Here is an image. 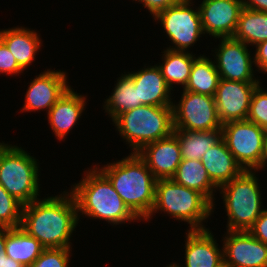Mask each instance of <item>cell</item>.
Segmentation results:
<instances>
[{
	"label": "cell",
	"mask_w": 267,
	"mask_h": 267,
	"mask_svg": "<svg viewBox=\"0 0 267 267\" xmlns=\"http://www.w3.org/2000/svg\"><path fill=\"white\" fill-rule=\"evenodd\" d=\"M65 192L23 205L21 227L45 249L72 247L70 238L79 221L78 208L71 191Z\"/></svg>",
	"instance_id": "6da1fadb"
},
{
	"label": "cell",
	"mask_w": 267,
	"mask_h": 267,
	"mask_svg": "<svg viewBox=\"0 0 267 267\" xmlns=\"http://www.w3.org/2000/svg\"><path fill=\"white\" fill-rule=\"evenodd\" d=\"M98 169L109 179L129 210L145 221L155 204L157 181L146 162L132 152L122 160Z\"/></svg>",
	"instance_id": "7a4b0ae2"
},
{
	"label": "cell",
	"mask_w": 267,
	"mask_h": 267,
	"mask_svg": "<svg viewBox=\"0 0 267 267\" xmlns=\"http://www.w3.org/2000/svg\"><path fill=\"white\" fill-rule=\"evenodd\" d=\"M71 189L77 203L79 218L82 213L89 218L105 220L113 225L139 220L125 205L98 166L87 170L81 181L74 184Z\"/></svg>",
	"instance_id": "3957f363"
},
{
	"label": "cell",
	"mask_w": 267,
	"mask_h": 267,
	"mask_svg": "<svg viewBox=\"0 0 267 267\" xmlns=\"http://www.w3.org/2000/svg\"><path fill=\"white\" fill-rule=\"evenodd\" d=\"M112 122L133 153H138L145 145L173 133V108L142 105L120 113Z\"/></svg>",
	"instance_id": "277c9868"
},
{
	"label": "cell",
	"mask_w": 267,
	"mask_h": 267,
	"mask_svg": "<svg viewBox=\"0 0 267 267\" xmlns=\"http://www.w3.org/2000/svg\"><path fill=\"white\" fill-rule=\"evenodd\" d=\"M157 211L166 212L176 220L187 222L189 230L207 229L205 222L213 211V204L201 193L174 182L172 179L156 181L155 204L148 221Z\"/></svg>",
	"instance_id": "5b68a950"
},
{
	"label": "cell",
	"mask_w": 267,
	"mask_h": 267,
	"mask_svg": "<svg viewBox=\"0 0 267 267\" xmlns=\"http://www.w3.org/2000/svg\"><path fill=\"white\" fill-rule=\"evenodd\" d=\"M254 170L240 175L219 188L227 212V230L248 231L264 211L258 178Z\"/></svg>",
	"instance_id": "8992f818"
},
{
	"label": "cell",
	"mask_w": 267,
	"mask_h": 267,
	"mask_svg": "<svg viewBox=\"0 0 267 267\" xmlns=\"http://www.w3.org/2000/svg\"><path fill=\"white\" fill-rule=\"evenodd\" d=\"M24 149L0 143V185L23 205L38 199L39 164Z\"/></svg>",
	"instance_id": "52a82bcc"
},
{
	"label": "cell",
	"mask_w": 267,
	"mask_h": 267,
	"mask_svg": "<svg viewBox=\"0 0 267 267\" xmlns=\"http://www.w3.org/2000/svg\"><path fill=\"white\" fill-rule=\"evenodd\" d=\"M221 129L222 139L241 167L259 171L267 131L248 120L227 122Z\"/></svg>",
	"instance_id": "ba28073f"
},
{
	"label": "cell",
	"mask_w": 267,
	"mask_h": 267,
	"mask_svg": "<svg viewBox=\"0 0 267 267\" xmlns=\"http://www.w3.org/2000/svg\"><path fill=\"white\" fill-rule=\"evenodd\" d=\"M191 1L182 0L154 16L155 21H161L167 37L174 45L166 49L186 52L190 46L195 45L202 34L205 35L199 7L196 10L192 9Z\"/></svg>",
	"instance_id": "9c48e42d"
},
{
	"label": "cell",
	"mask_w": 267,
	"mask_h": 267,
	"mask_svg": "<svg viewBox=\"0 0 267 267\" xmlns=\"http://www.w3.org/2000/svg\"><path fill=\"white\" fill-rule=\"evenodd\" d=\"M172 108L174 129L209 131L222 128L214 96L183 90L179 104L173 103Z\"/></svg>",
	"instance_id": "30bf717a"
},
{
	"label": "cell",
	"mask_w": 267,
	"mask_h": 267,
	"mask_svg": "<svg viewBox=\"0 0 267 267\" xmlns=\"http://www.w3.org/2000/svg\"><path fill=\"white\" fill-rule=\"evenodd\" d=\"M215 50L214 63L220 79L238 82H260L254 76V58L248 51V45L233 37L220 38ZM253 63V65H252Z\"/></svg>",
	"instance_id": "8fae6325"
},
{
	"label": "cell",
	"mask_w": 267,
	"mask_h": 267,
	"mask_svg": "<svg viewBox=\"0 0 267 267\" xmlns=\"http://www.w3.org/2000/svg\"><path fill=\"white\" fill-rule=\"evenodd\" d=\"M260 83L220 79L214 100L222 125L247 119L253 92Z\"/></svg>",
	"instance_id": "7c38bea8"
},
{
	"label": "cell",
	"mask_w": 267,
	"mask_h": 267,
	"mask_svg": "<svg viewBox=\"0 0 267 267\" xmlns=\"http://www.w3.org/2000/svg\"><path fill=\"white\" fill-rule=\"evenodd\" d=\"M243 8V0H203L199 11L204 33L218 39L232 37Z\"/></svg>",
	"instance_id": "4fadbf2b"
},
{
	"label": "cell",
	"mask_w": 267,
	"mask_h": 267,
	"mask_svg": "<svg viewBox=\"0 0 267 267\" xmlns=\"http://www.w3.org/2000/svg\"><path fill=\"white\" fill-rule=\"evenodd\" d=\"M223 258L233 267H267V244L248 231L227 230Z\"/></svg>",
	"instance_id": "5bb4252c"
},
{
	"label": "cell",
	"mask_w": 267,
	"mask_h": 267,
	"mask_svg": "<svg viewBox=\"0 0 267 267\" xmlns=\"http://www.w3.org/2000/svg\"><path fill=\"white\" fill-rule=\"evenodd\" d=\"M66 72L47 69L37 75L30 83L22 111H43L46 112L61 98L70 88L67 84Z\"/></svg>",
	"instance_id": "9a60e30c"
},
{
	"label": "cell",
	"mask_w": 267,
	"mask_h": 267,
	"mask_svg": "<svg viewBox=\"0 0 267 267\" xmlns=\"http://www.w3.org/2000/svg\"><path fill=\"white\" fill-rule=\"evenodd\" d=\"M137 154L146 162L156 180L171 179L182 160L180 144L173 133L145 145Z\"/></svg>",
	"instance_id": "2e32d148"
},
{
	"label": "cell",
	"mask_w": 267,
	"mask_h": 267,
	"mask_svg": "<svg viewBox=\"0 0 267 267\" xmlns=\"http://www.w3.org/2000/svg\"><path fill=\"white\" fill-rule=\"evenodd\" d=\"M187 232L185 266L173 263L166 267H215L223 259V251L218 248V243L208 228Z\"/></svg>",
	"instance_id": "e0dca14e"
},
{
	"label": "cell",
	"mask_w": 267,
	"mask_h": 267,
	"mask_svg": "<svg viewBox=\"0 0 267 267\" xmlns=\"http://www.w3.org/2000/svg\"><path fill=\"white\" fill-rule=\"evenodd\" d=\"M137 87L138 102L149 106H172L171 89L157 65L147 66L137 72H128Z\"/></svg>",
	"instance_id": "ac0fdd59"
},
{
	"label": "cell",
	"mask_w": 267,
	"mask_h": 267,
	"mask_svg": "<svg viewBox=\"0 0 267 267\" xmlns=\"http://www.w3.org/2000/svg\"><path fill=\"white\" fill-rule=\"evenodd\" d=\"M85 100V96L70 87L47 112L48 123L58 140L64 139L76 125L85 109Z\"/></svg>",
	"instance_id": "d6986e66"
},
{
	"label": "cell",
	"mask_w": 267,
	"mask_h": 267,
	"mask_svg": "<svg viewBox=\"0 0 267 267\" xmlns=\"http://www.w3.org/2000/svg\"><path fill=\"white\" fill-rule=\"evenodd\" d=\"M201 163L206 169L212 183L218 189L244 171L227 148L223 139L203 155Z\"/></svg>",
	"instance_id": "ffe728a7"
},
{
	"label": "cell",
	"mask_w": 267,
	"mask_h": 267,
	"mask_svg": "<svg viewBox=\"0 0 267 267\" xmlns=\"http://www.w3.org/2000/svg\"><path fill=\"white\" fill-rule=\"evenodd\" d=\"M34 30L14 27L0 31V40L7 46L19 67L24 71L35 61L41 40Z\"/></svg>",
	"instance_id": "44dd1931"
},
{
	"label": "cell",
	"mask_w": 267,
	"mask_h": 267,
	"mask_svg": "<svg viewBox=\"0 0 267 267\" xmlns=\"http://www.w3.org/2000/svg\"><path fill=\"white\" fill-rule=\"evenodd\" d=\"M44 249L41 243L21 226L5 227V253L24 267L32 265Z\"/></svg>",
	"instance_id": "7402d4cb"
},
{
	"label": "cell",
	"mask_w": 267,
	"mask_h": 267,
	"mask_svg": "<svg viewBox=\"0 0 267 267\" xmlns=\"http://www.w3.org/2000/svg\"><path fill=\"white\" fill-rule=\"evenodd\" d=\"M171 179L203 194L213 204L214 210L213 191L216 192L218 188L212 183L201 160L182 159Z\"/></svg>",
	"instance_id": "603a6c76"
},
{
	"label": "cell",
	"mask_w": 267,
	"mask_h": 267,
	"mask_svg": "<svg viewBox=\"0 0 267 267\" xmlns=\"http://www.w3.org/2000/svg\"><path fill=\"white\" fill-rule=\"evenodd\" d=\"M180 144L182 159L201 160L203 155L222 139V129L209 131L173 130Z\"/></svg>",
	"instance_id": "cb8c5ba5"
},
{
	"label": "cell",
	"mask_w": 267,
	"mask_h": 267,
	"mask_svg": "<svg viewBox=\"0 0 267 267\" xmlns=\"http://www.w3.org/2000/svg\"><path fill=\"white\" fill-rule=\"evenodd\" d=\"M163 53L164 62L157 66L161 70L166 84L171 90H173L172 85L174 84H180L184 89L188 83L193 62L197 57L192 52L190 54L188 50L182 52L166 49Z\"/></svg>",
	"instance_id": "d4e9b609"
},
{
	"label": "cell",
	"mask_w": 267,
	"mask_h": 267,
	"mask_svg": "<svg viewBox=\"0 0 267 267\" xmlns=\"http://www.w3.org/2000/svg\"><path fill=\"white\" fill-rule=\"evenodd\" d=\"M219 81L220 75L214 61L200 55L193 62L188 83L183 90L214 96Z\"/></svg>",
	"instance_id": "484cf974"
},
{
	"label": "cell",
	"mask_w": 267,
	"mask_h": 267,
	"mask_svg": "<svg viewBox=\"0 0 267 267\" xmlns=\"http://www.w3.org/2000/svg\"><path fill=\"white\" fill-rule=\"evenodd\" d=\"M234 39L247 45L256 46L267 40V13L243 8L239 19Z\"/></svg>",
	"instance_id": "4316f807"
},
{
	"label": "cell",
	"mask_w": 267,
	"mask_h": 267,
	"mask_svg": "<svg viewBox=\"0 0 267 267\" xmlns=\"http://www.w3.org/2000/svg\"><path fill=\"white\" fill-rule=\"evenodd\" d=\"M104 103L103 108L111 120L124 111L143 105L142 102H138L137 87L134 86L133 79L128 73L119 77L113 93Z\"/></svg>",
	"instance_id": "83f0119b"
},
{
	"label": "cell",
	"mask_w": 267,
	"mask_h": 267,
	"mask_svg": "<svg viewBox=\"0 0 267 267\" xmlns=\"http://www.w3.org/2000/svg\"><path fill=\"white\" fill-rule=\"evenodd\" d=\"M22 209L23 204L0 185V227H20Z\"/></svg>",
	"instance_id": "f1b7e54d"
},
{
	"label": "cell",
	"mask_w": 267,
	"mask_h": 267,
	"mask_svg": "<svg viewBox=\"0 0 267 267\" xmlns=\"http://www.w3.org/2000/svg\"><path fill=\"white\" fill-rule=\"evenodd\" d=\"M259 84L252 95L247 119L267 131V90Z\"/></svg>",
	"instance_id": "f546056e"
},
{
	"label": "cell",
	"mask_w": 267,
	"mask_h": 267,
	"mask_svg": "<svg viewBox=\"0 0 267 267\" xmlns=\"http://www.w3.org/2000/svg\"><path fill=\"white\" fill-rule=\"evenodd\" d=\"M72 248H48L29 267H68Z\"/></svg>",
	"instance_id": "4dcf8cb0"
},
{
	"label": "cell",
	"mask_w": 267,
	"mask_h": 267,
	"mask_svg": "<svg viewBox=\"0 0 267 267\" xmlns=\"http://www.w3.org/2000/svg\"><path fill=\"white\" fill-rule=\"evenodd\" d=\"M23 70L19 67L11 51L0 40V73H6L10 76L23 73Z\"/></svg>",
	"instance_id": "1f68e13d"
},
{
	"label": "cell",
	"mask_w": 267,
	"mask_h": 267,
	"mask_svg": "<svg viewBox=\"0 0 267 267\" xmlns=\"http://www.w3.org/2000/svg\"><path fill=\"white\" fill-rule=\"evenodd\" d=\"M248 232L256 239L267 244V209H264Z\"/></svg>",
	"instance_id": "d6a6232c"
},
{
	"label": "cell",
	"mask_w": 267,
	"mask_h": 267,
	"mask_svg": "<svg viewBox=\"0 0 267 267\" xmlns=\"http://www.w3.org/2000/svg\"><path fill=\"white\" fill-rule=\"evenodd\" d=\"M134 1V0H133ZM143 4L144 8H147L153 17L159 12L171 5H174L182 0H135Z\"/></svg>",
	"instance_id": "836d02e7"
},
{
	"label": "cell",
	"mask_w": 267,
	"mask_h": 267,
	"mask_svg": "<svg viewBox=\"0 0 267 267\" xmlns=\"http://www.w3.org/2000/svg\"><path fill=\"white\" fill-rule=\"evenodd\" d=\"M256 51L254 56V64L255 67L257 66L258 70H261L267 65V40L263 41L259 44H257L256 46Z\"/></svg>",
	"instance_id": "e575fe53"
},
{
	"label": "cell",
	"mask_w": 267,
	"mask_h": 267,
	"mask_svg": "<svg viewBox=\"0 0 267 267\" xmlns=\"http://www.w3.org/2000/svg\"><path fill=\"white\" fill-rule=\"evenodd\" d=\"M244 8L267 13V0H243Z\"/></svg>",
	"instance_id": "d590c367"
},
{
	"label": "cell",
	"mask_w": 267,
	"mask_h": 267,
	"mask_svg": "<svg viewBox=\"0 0 267 267\" xmlns=\"http://www.w3.org/2000/svg\"><path fill=\"white\" fill-rule=\"evenodd\" d=\"M3 267H24V266L20 264L18 261H15L10 257L5 256Z\"/></svg>",
	"instance_id": "8d00e7d4"
},
{
	"label": "cell",
	"mask_w": 267,
	"mask_h": 267,
	"mask_svg": "<svg viewBox=\"0 0 267 267\" xmlns=\"http://www.w3.org/2000/svg\"><path fill=\"white\" fill-rule=\"evenodd\" d=\"M267 132L264 137L263 156H262V169L267 166Z\"/></svg>",
	"instance_id": "74e56055"
},
{
	"label": "cell",
	"mask_w": 267,
	"mask_h": 267,
	"mask_svg": "<svg viewBox=\"0 0 267 267\" xmlns=\"http://www.w3.org/2000/svg\"><path fill=\"white\" fill-rule=\"evenodd\" d=\"M5 251V227H0V252Z\"/></svg>",
	"instance_id": "f35d334b"
},
{
	"label": "cell",
	"mask_w": 267,
	"mask_h": 267,
	"mask_svg": "<svg viewBox=\"0 0 267 267\" xmlns=\"http://www.w3.org/2000/svg\"><path fill=\"white\" fill-rule=\"evenodd\" d=\"M215 267H233V266L223 258L218 262V264Z\"/></svg>",
	"instance_id": "ab89813d"
},
{
	"label": "cell",
	"mask_w": 267,
	"mask_h": 267,
	"mask_svg": "<svg viewBox=\"0 0 267 267\" xmlns=\"http://www.w3.org/2000/svg\"><path fill=\"white\" fill-rule=\"evenodd\" d=\"M5 256H7L5 251L0 252V267H3Z\"/></svg>",
	"instance_id": "60d3db41"
},
{
	"label": "cell",
	"mask_w": 267,
	"mask_h": 267,
	"mask_svg": "<svg viewBox=\"0 0 267 267\" xmlns=\"http://www.w3.org/2000/svg\"><path fill=\"white\" fill-rule=\"evenodd\" d=\"M263 73L265 72L267 74V65L261 70Z\"/></svg>",
	"instance_id": "b9f144b4"
}]
</instances>
